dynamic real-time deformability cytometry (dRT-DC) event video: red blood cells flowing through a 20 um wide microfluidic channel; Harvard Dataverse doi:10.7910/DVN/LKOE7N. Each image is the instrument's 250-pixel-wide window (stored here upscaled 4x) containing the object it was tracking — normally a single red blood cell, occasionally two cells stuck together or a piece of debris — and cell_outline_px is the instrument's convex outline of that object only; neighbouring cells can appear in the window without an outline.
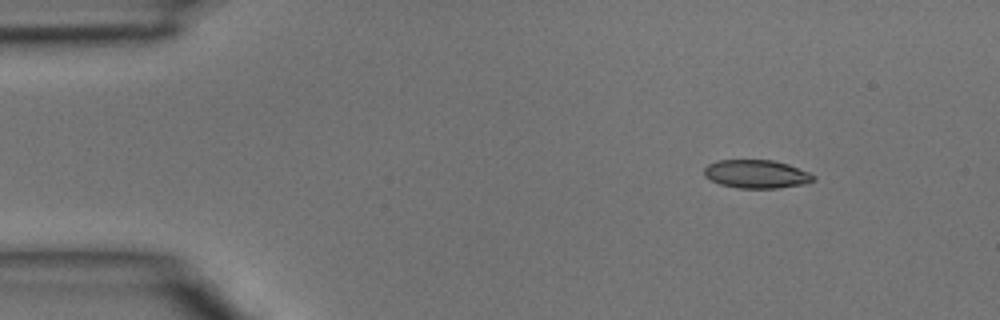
{"species": "common noctule bat (a hibernating species)", "species_latin": "Nyctalus noctula", "temperature_condition": "room temperature", "stored_images_in_passage": 3, "camera_frame_rate_fps": 3000, "um_per_image_px": 0.085, "animal": {"sex": "male", "body_mass_g": 15.6}, "frame": {"image": 1, "passage_image": 1, "time_ms": 0.0, "image_size_px": [1000, 320], "cell_outline_px": [[816, 180], [804, 184], [776, 188], [740, 188], [720, 184], [704, 176], [704, 168], [708, 164], [716, 160], [772, 160], [788, 164], [808, 172], [816, 176]], "centroid_in_image_um": [64.3, 14.79], "position_along_channel_um": 20.7, "area_um2": 18.03}}
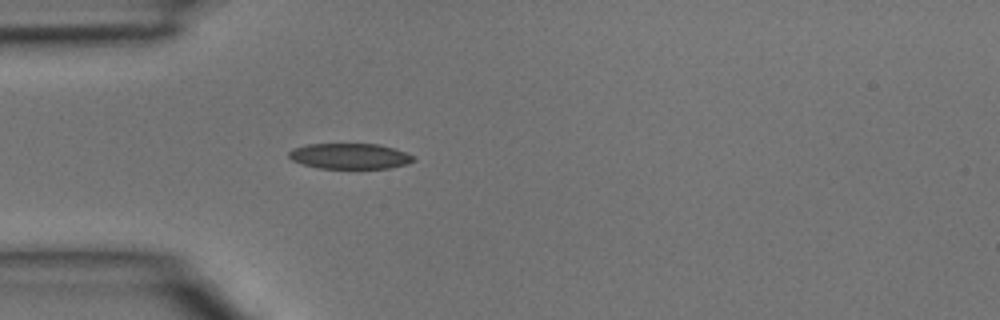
{"frame": {"image": 2, "passage_image": 3, "time_ms": 0.667, "image_size_px": [1000, 320], "cell_outline_px": [[416, 160], [404, 164], [388, 168], [320, 168], [304, 164], [292, 160], [288, 156], [288, 152], [292, 148], [308, 144], [380, 144], [396, 148], [416, 156]], "centroid_in_image_um": [29.76, 13.26], "position_along_channel_um": 55.2, "area_um2": 18.61}}